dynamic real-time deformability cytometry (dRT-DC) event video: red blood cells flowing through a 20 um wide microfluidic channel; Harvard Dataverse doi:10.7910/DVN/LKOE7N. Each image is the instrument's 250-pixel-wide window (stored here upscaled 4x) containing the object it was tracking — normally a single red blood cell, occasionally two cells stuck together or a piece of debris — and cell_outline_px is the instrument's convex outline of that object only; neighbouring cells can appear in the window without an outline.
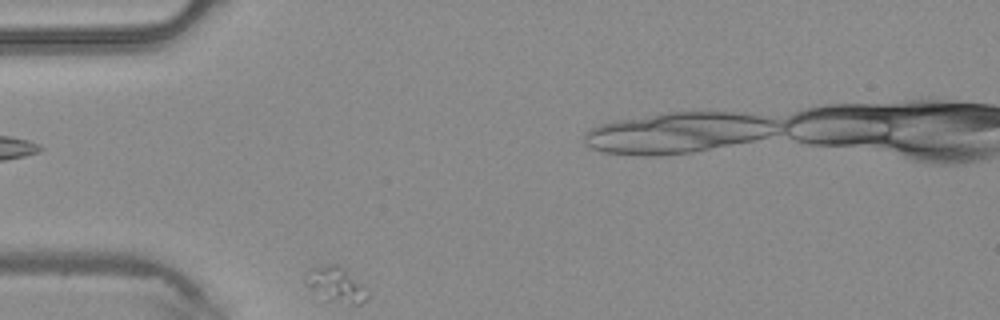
{"species": "common noctule bat (a hibernating species)", "species_latin": "Nyctalus noctula", "temperature_condition": "warm", "stored_images_in_passage": 7, "segment_of_instrument_passage": [1, 2], "camera_frame_rate_fps": 3000, "um_per_image_px": 0.085, "animal": {"sex": "male", "body_mass_g": 20.4}, "frame": {"image": 1, "passage_image": 3, "time_ms": 0.667, "image_size_px": [1000, 320], "cell_outline_px": [[368, 296], [360, 304], [352, 304], [328, 300], [312, 288], [308, 284], [308, 272], [320, 264], [336, 264], [364, 284], [368, 288]], "centroid_in_image_um": [28.65, 24.18], "position_along_channel_um": 56.3, "area_um2": 12.08}}
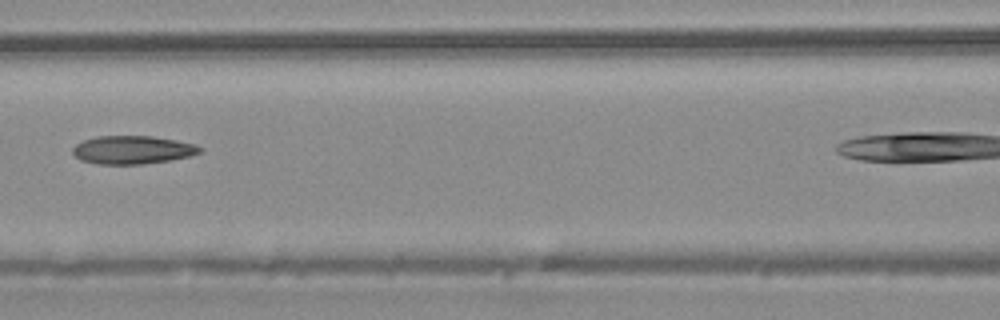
{"frame": {"image": 2, "passage_image": 6, "time_ms": 1.667, "image_size_px": [1000, 320], "cell_outline_px": [[204, 148], [200, 152], [188, 156], [168, 160], [144, 164], [96, 164], [80, 160], [72, 152], [72, 148], [76, 144], [84, 140], [96, 136], [152, 136], [176, 140], [196, 144]], "centroid_in_image_um": [11.25, 12.73], "position_along_channel_um": 155.4, "area_um2": 20.92}}